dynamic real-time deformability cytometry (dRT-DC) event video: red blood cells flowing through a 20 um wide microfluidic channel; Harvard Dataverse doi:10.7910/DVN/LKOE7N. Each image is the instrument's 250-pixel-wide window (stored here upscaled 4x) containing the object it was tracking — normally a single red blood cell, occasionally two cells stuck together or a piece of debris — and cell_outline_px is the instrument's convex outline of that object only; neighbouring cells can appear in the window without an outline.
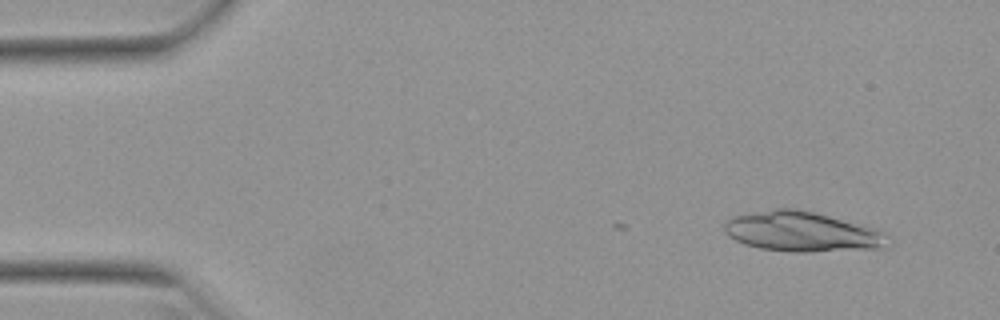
{"species": "Egyptian fruit bat (a non-hibernating species)", "species_latin": "Rousettus aegyptiacus", "temperature_condition": "warm", "stored_images_in_passage": 4, "camera_frame_rate_fps": 3000, "um_per_image_px": 0.085, "animal": {"sex": "female"}, "frame": {"image": 1, "passage_image": 2, "time_ms": 0.333, "image_size_px": [1000, 320], "cell_outline_px": [[888, 236], [884, 248], [808, 252], [792, 252], [760, 248], [744, 244], [728, 236], [724, 232], [724, 220], [732, 216], [772, 208], [792, 208], [812, 212], [880, 228]], "centroid_in_image_um": [68.16, 19.69], "position_along_channel_um": 16.8, "area_um2": 38.38}}